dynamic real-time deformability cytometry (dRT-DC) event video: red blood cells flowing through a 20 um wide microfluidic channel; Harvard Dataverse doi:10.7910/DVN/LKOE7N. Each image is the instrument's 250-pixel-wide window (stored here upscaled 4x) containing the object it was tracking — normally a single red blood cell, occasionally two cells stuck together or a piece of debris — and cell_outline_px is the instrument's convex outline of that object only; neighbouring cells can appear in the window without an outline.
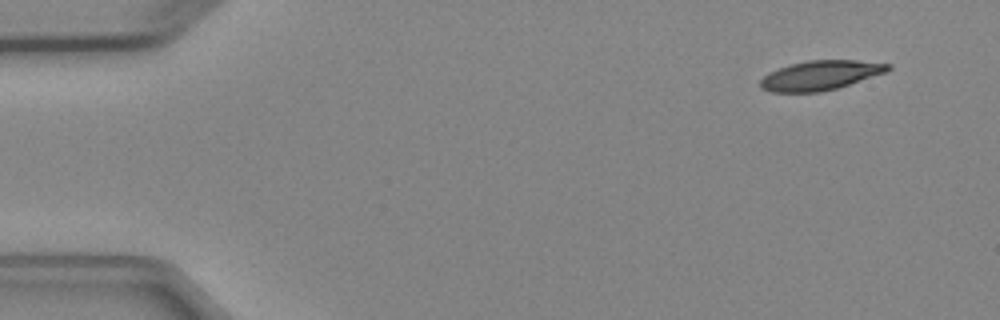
{"species": "Egyptian fruit bat (a non-hibernating species)", "species_latin": "Rousettus aegyptiacus", "temperature_condition": "cold", "stored_images_in_passage": 4, "camera_frame_rate_fps": 3000, "um_per_image_px": 0.085, "animal": {"sex": "female"}, "frame": {"image": 1, "passage_image": 1, "time_ms": 0.0, "image_size_px": [1000, 320], "cell_outline_px": [[892, 68], [888, 72], [836, 88], [820, 92], [772, 92], [760, 88], [760, 80], [768, 72], [792, 64], [808, 60], [856, 60], [892, 64]], "centroid_in_image_um": [69.76, 6.4], "position_along_channel_um": 15.2, "area_um2": 21.91}}
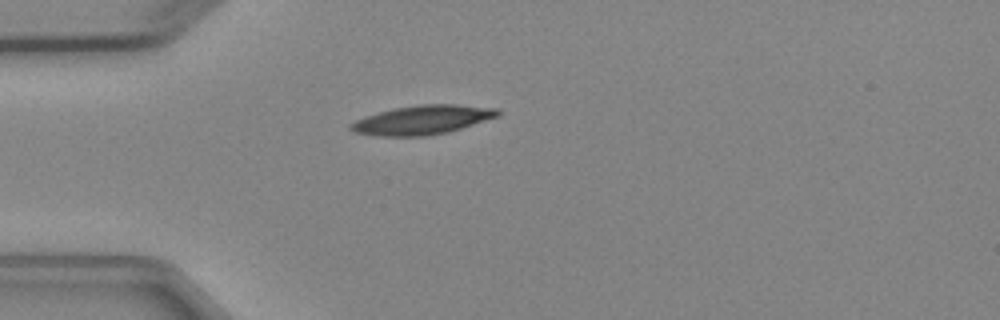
{"frame": {"image": 2, "passage_image": 4, "time_ms": 3.333, "image_size_px": [1000, 320], "cell_outline_px": [[500, 116], [448, 132], [424, 136], [376, 136], [356, 132], [348, 128], [348, 124], [364, 116], [392, 108], [420, 104], [456, 104], [500, 108]], "centroid_in_image_um": [35.91, 10.18], "position_along_channel_um": 49.1, "area_um2": 25.14}}